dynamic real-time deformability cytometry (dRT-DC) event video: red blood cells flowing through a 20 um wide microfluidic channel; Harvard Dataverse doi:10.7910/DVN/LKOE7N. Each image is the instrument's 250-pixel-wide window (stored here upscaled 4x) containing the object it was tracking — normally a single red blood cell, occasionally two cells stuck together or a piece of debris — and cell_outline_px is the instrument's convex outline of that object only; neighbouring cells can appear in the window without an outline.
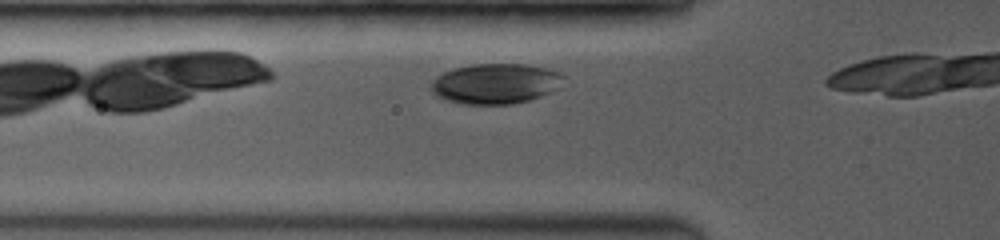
{"species": "common noctule bat (a hibernating species)", "species_latin": "Nyctalus noctula", "temperature_condition": "room temperature", "stored_images_in_passage": 7, "camera_frame_rate_fps": 3500, "um_per_image_px": 0.085, "animal": {"sex": "female", "body_mass_g": 19.0, "forearm_length_mm": 53.3}, "frame": {"image": 1, "passage_image": 3, "time_ms": 0.857, "image_size_px": [1000, 240], "cell_outline_px": [[564, 76], [560, 88], [552, 92], [528, 100], [512, 104], [464, 104], [448, 100], [436, 96], [432, 92], [432, 80], [436, 76], [452, 68], [472, 64], [528, 64], [548, 68], [560, 72]], "centroid_in_image_um": [42.14, 7.1], "position_along_channel_um": 83.7, "area_um2": 31.33}}
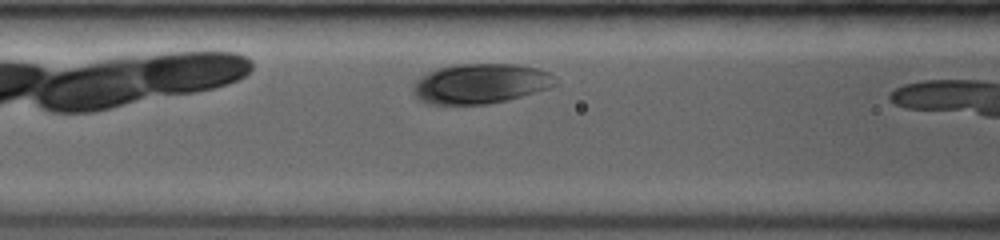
{"frame": {"image": 2, "passage_image": 5, "time_ms": 2.0, "image_size_px": [1000, 240], "cell_outline_px": [[560, 84], [548, 88], [508, 100], [488, 104], [424, 104], [412, 92], [412, 88], [416, 80], [420, 76], [428, 72], [440, 68], [456, 64], [516, 64], [540, 68], [548, 72]], "centroid_in_image_um": [40.84, 7.11], "position_along_channel_um": 125.8, "area_um2": 33.29}}